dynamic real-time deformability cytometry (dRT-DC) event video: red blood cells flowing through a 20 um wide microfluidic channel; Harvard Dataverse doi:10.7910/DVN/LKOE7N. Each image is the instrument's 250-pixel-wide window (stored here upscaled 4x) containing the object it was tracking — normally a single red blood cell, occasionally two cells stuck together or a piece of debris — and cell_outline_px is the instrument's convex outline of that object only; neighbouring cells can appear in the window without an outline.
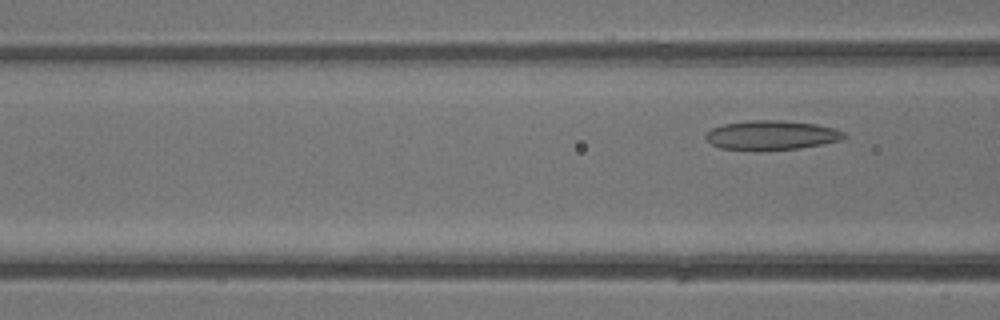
{"species": "common noctule bat (a hibernating species)", "species_latin": "Nyctalus noctula", "temperature_condition": "warm", "stored_images_in_passage": 4, "segment_of_instrument_passage": [2, 2], "camera_frame_rate_fps": 3000, "um_per_image_px": 0.085, "animal": {"sex": "male", "body_mass_g": 13.3}, "frame": {"image": 1, "passage_image": 4, "time_ms": 3.667, "image_size_px": [1000, 320], "cell_outline_px": [[848, 136], [840, 140], [824, 144], [800, 148], [720, 148], [712, 144], [704, 136], [712, 128], [724, 124], [752, 120], [780, 120], [816, 124], [836, 128], [844, 132]], "centroid_in_image_um": [65.65, 11.45], "position_along_channel_um": 100.9, "area_um2": 22.95}}